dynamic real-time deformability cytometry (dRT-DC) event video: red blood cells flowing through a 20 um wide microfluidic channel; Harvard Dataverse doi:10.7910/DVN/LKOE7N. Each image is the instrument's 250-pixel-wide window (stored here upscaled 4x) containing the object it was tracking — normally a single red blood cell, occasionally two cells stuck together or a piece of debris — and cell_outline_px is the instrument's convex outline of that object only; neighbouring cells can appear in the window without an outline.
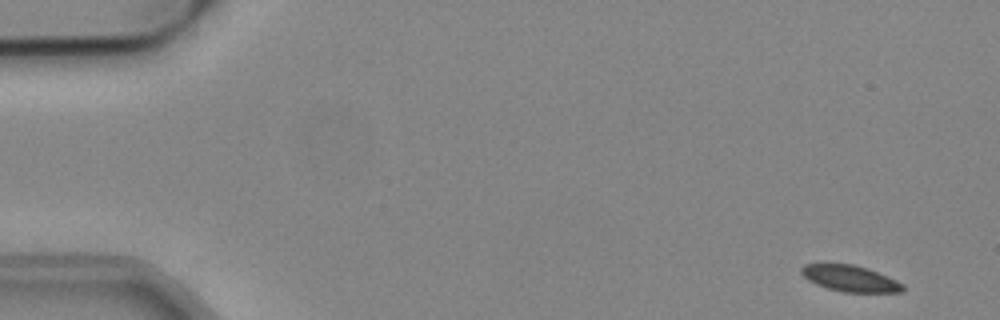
{"species": "common noctule bat (a hibernating species)", "species_latin": "Nyctalus noctula", "temperature_condition": "cold", "stored_images_in_passage": 6, "camera_frame_rate_fps": 3000, "um_per_image_px": 0.085, "animal": {"sex": "male", "body_mass_g": 19.2, "forearm_length_mm": 51.8}, "frame": {"image": 1, "passage_image": 1, "time_ms": 0.0, "image_size_px": [1000, 320], "cell_outline_px": [[904, 292], [844, 292], [828, 288], [816, 284], [808, 280], [800, 272], [800, 268], [804, 264], [852, 264], [868, 268], [888, 276], [904, 284]], "centroid_in_image_um": [72.28, 23.67], "position_along_channel_um": 12.7, "area_um2": 15.49}}